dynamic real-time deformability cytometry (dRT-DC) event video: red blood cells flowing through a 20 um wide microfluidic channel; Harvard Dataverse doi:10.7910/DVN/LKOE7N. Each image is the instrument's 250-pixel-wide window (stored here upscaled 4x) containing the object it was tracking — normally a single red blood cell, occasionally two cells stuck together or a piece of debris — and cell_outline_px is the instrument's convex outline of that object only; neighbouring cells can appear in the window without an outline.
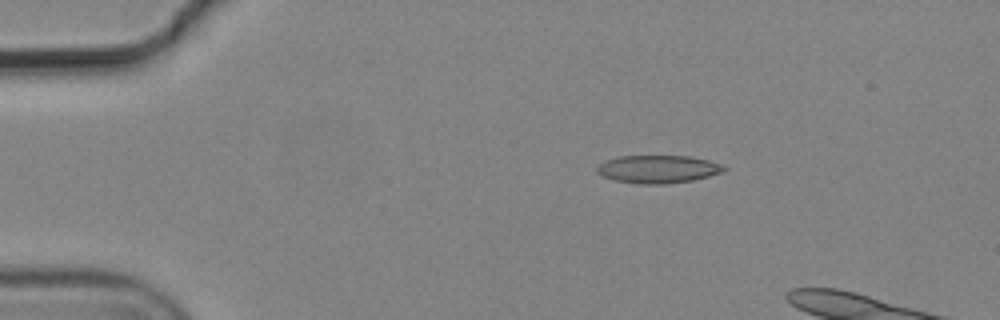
{"species": "common noctule bat (a hibernating species)", "species_latin": "Nyctalus noctula", "temperature_condition": "cold", "stored_images_in_passage": 5, "camera_frame_rate_fps": 3000, "um_per_image_px": 0.085, "animal": {"sex": "male", "body_mass_g": 19.2, "forearm_length_mm": 51.8}, "frame": {"image": 1, "passage_image": 2, "time_ms": 0.333, "image_size_px": [1000, 320], "cell_outline_px": [[728, 168], [724, 172], [692, 180], [668, 184], [636, 184], [612, 180], [596, 172], [596, 168], [604, 160], [620, 156], [688, 156], [708, 160], [724, 164]], "centroid_in_image_um": [55.94, 14.38], "position_along_channel_um": 29.1, "area_um2": 20.87}}